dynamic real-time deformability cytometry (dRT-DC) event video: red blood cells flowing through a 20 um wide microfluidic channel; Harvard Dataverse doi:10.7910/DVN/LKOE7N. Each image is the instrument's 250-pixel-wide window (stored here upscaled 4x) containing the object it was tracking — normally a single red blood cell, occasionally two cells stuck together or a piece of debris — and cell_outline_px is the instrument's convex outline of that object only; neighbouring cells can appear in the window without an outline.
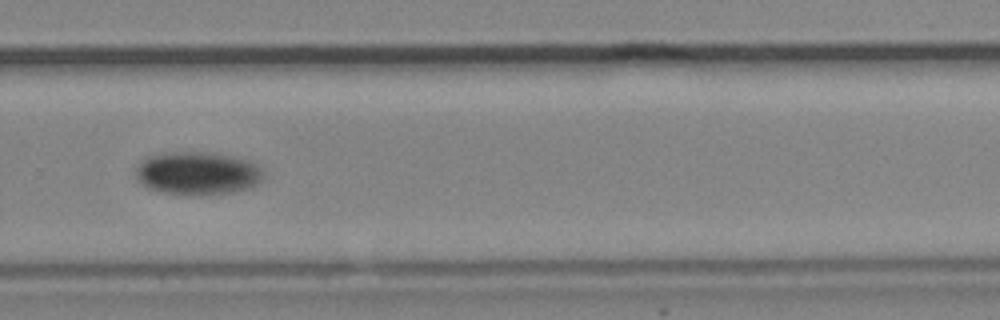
{"species": "common noctule bat (a hibernating species)", "species_latin": "Nyctalus noctula", "temperature_condition": "cold", "stored_images_in_passage": 100, "camera_frame_rate_fps": 3000, "um_per_image_px": 0.085, "animal": {"sex": "male", "body_mass_g": 19.2, "forearm_length_mm": 51.8}, "frame": {"image": 1, "passage_image": 75, "time_ms": 24.667, "image_size_px": [1000, 320], "cell_outline_px": [[264, 176], [260, 184], [252, 188], [228, 192], [164, 192], [148, 188], [136, 176], [136, 168], [140, 160], [148, 156], [160, 152], [212, 152], [252, 160], [260, 164]], "centroid_in_image_um": [16.85, 14.66], "position_along_channel_um": 312.9, "area_um2": 31.73}}